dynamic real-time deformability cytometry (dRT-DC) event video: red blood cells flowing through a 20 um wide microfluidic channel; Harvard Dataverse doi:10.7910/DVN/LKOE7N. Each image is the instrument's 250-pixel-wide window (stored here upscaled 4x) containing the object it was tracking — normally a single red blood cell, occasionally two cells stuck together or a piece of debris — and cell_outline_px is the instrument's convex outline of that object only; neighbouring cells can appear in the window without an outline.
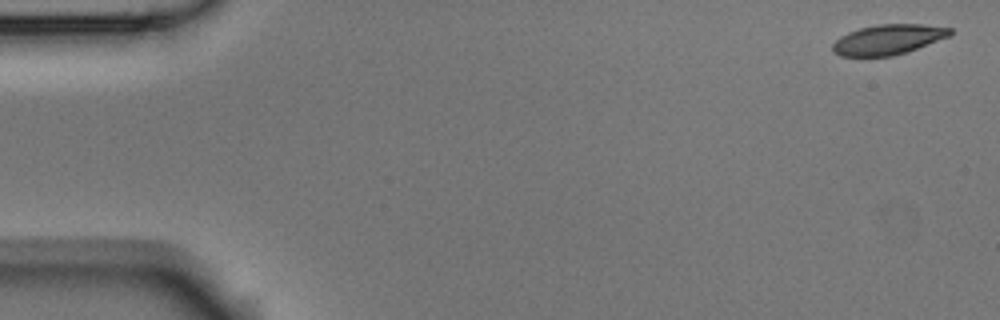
{"species": "Egyptian fruit bat (a non-hibernating species)", "species_latin": "Rousettus aegyptiacus", "temperature_condition": "room temperature", "stored_images_in_passage": 5, "camera_frame_rate_fps": 3000, "um_per_image_px": 0.085, "animal": {"sex": "male"}, "frame": {"image": 1, "passage_image": 1, "time_ms": 0.0, "image_size_px": [1000, 320], "cell_outline_px": [[952, 32], [948, 36], [916, 48], [892, 56], [840, 56], [832, 52], [832, 44], [840, 36], [848, 32], [860, 28], [876, 24], [920, 24], [952, 28]], "centroid_in_image_um": [75.42, 3.35], "position_along_channel_um": 9.6, "area_um2": 20.35}}
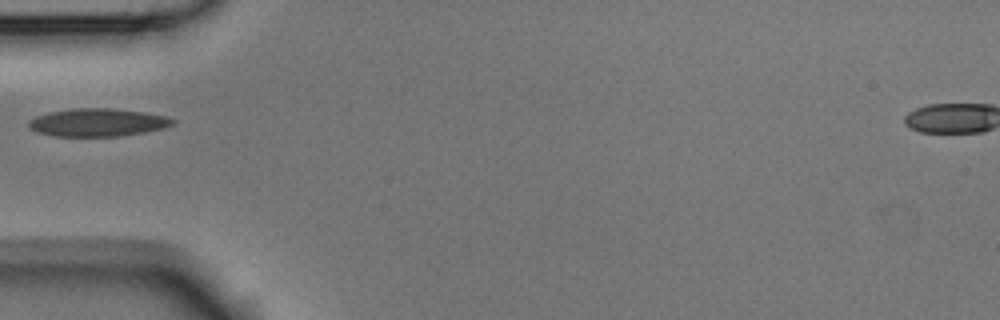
{"frame": {"image": 2, "passage_image": 5, "time_ms": 1.333, "image_size_px": [1000, 320], "cell_outline_px": [[176, 120], [172, 124], [164, 128], [144, 132], [120, 136], [56, 136], [36, 132], [28, 128], [28, 120], [36, 116], [52, 112], [72, 108], [112, 108], [144, 112], [168, 116]], "centroid_in_image_um": [8.3, 10.4], "position_along_channel_um": 76.7, "area_um2": 23.47}}